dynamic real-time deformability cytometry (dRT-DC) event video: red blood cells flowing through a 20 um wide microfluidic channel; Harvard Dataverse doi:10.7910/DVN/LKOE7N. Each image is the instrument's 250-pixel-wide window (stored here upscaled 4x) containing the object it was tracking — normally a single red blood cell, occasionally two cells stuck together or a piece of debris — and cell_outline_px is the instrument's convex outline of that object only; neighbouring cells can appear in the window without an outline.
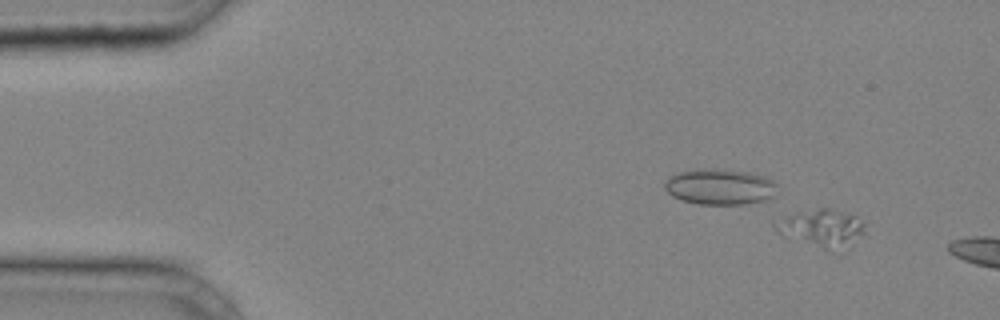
{"species": "common noctule bat (a hibernating species)", "species_latin": "Nyctalus noctula", "temperature_condition": "cold", "stored_images_in_passage": 7, "camera_frame_rate_fps": 3000, "um_per_image_px": 0.085, "animal": {"sex": "male", "body_mass_g": 20.4}, "frame": {"image": 1, "passage_image": 3, "time_ms": 0.667, "image_size_px": [1000, 320], "cell_outline_px": [[864, 232], [824, 248], [780, 232], [772, 224], [772, 220], [796, 212], [820, 208], [828, 208], [856, 216], [864, 224]], "centroid_in_image_um": [69.7, 19.23], "position_along_channel_um": 15.3, "area_um2": 17.34}}